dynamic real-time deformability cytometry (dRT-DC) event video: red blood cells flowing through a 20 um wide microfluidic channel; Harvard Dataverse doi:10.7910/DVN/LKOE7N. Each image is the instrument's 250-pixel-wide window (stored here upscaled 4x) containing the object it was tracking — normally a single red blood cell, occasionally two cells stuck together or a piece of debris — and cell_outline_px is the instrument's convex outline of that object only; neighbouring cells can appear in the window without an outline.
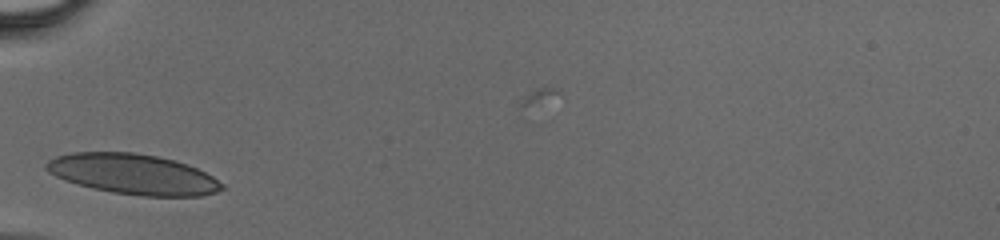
{"species": "human", "species_latin": "Homo sapiens", "temperature_condition": "cold", "stored_images_in_passage": 22, "camera_frame_rate_fps": 3000, "um_per_image_px": 0.085, "donor": {"sex": "male"}, "frame": {"image": 1, "passage_image": 1, "time_ms": 0.0, "image_size_px": [1000, 240], "cell_outline_px": [[224, 188], [216, 192], [200, 196], [140, 196], [112, 192], [92, 188], [64, 180], [48, 172], [44, 168], [44, 164], [48, 160], [56, 156], [72, 152], [132, 152], [156, 156], [176, 160], [188, 164], [212, 176], [224, 184]], "centroid_in_image_um": [11.3, 14.8], "position_along_channel_um": 73.7, "area_um2": 41.38}}
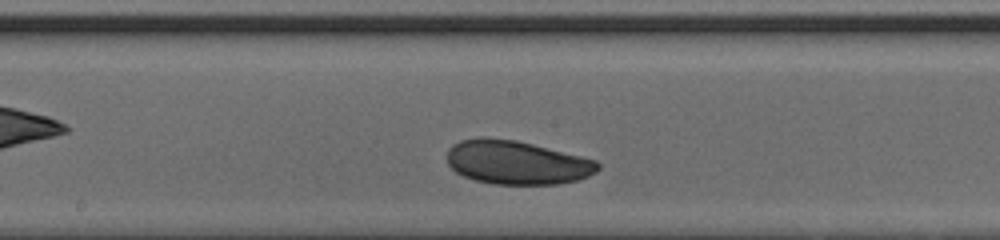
{"frame": {"image": 2, "passage_image": 10, "time_ms": 3.0, "image_size_px": [1000, 240], "cell_outline_px": [[600, 168], [596, 172], [588, 176], [576, 180], [556, 184], [492, 184], [476, 180], [464, 176], [456, 172], [448, 164], [448, 148], [452, 144], [460, 140], [480, 136], [516, 140], [596, 160], [600, 164]], "centroid_in_image_um": [43.9, 13.8], "position_along_channel_um": 204.3, "area_um2": 38.38}}
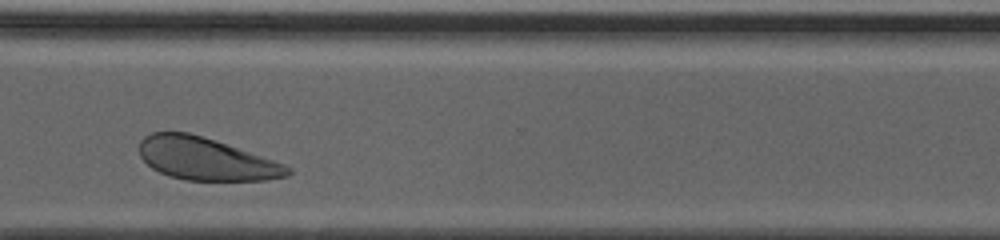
{"frame": {"image": 3, "passage_image": 20, "time_ms": 6.333, "image_size_px": [1000, 240], "cell_outline_px": [[292, 172], [288, 176], [268, 180], [184, 180], [168, 176], [152, 168], [140, 156], [140, 140], [144, 136], [152, 132], [188, 132], [284, 164], [292, 168]], "centroid_in_image_um": [17.47, 13.52], "position_along_channel_um": 353.1, "area_um2": 36.18}}